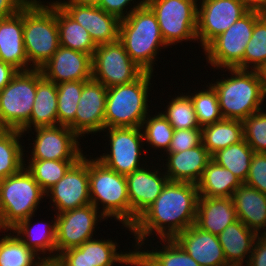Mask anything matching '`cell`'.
Segmentation results:
<instances>
[{
	"mask_svg": "<svg viewBox=\"0 0 266 266\" xmlns=\"http://www.w3.org/2000/svg\"><path fill=\"white\" fill-rule=\"evenodd\" d=\"M198 198L197 184L168 181L154 203L131 226L136 249L154 232L160 240L174 239L195 224Z\"/></svg>",
	"mask_w": 266,
	"mask_h": 266,
	"instance_id": "1",
	"label": "cell"
},
{
	"mask_svg": "<svg viewBox=\"0 0 266 266\" xmlns=\"http://www.w3.org/2000/svg\"><path fill=\"white\" fill-rule=\"evenodd\" d=\"M231 77L210 84L217 93L224 119L243 121L262 110L266 98L265 77L262 71L228 68Z\"/></svg>",
	"mask_w": 266,
	"mask_h": 266,
	"instance_id": "2",
	"label": "cell"
},
{
	"mask_svg": "<svg viewBox=\"0 0 266 266\" xmlns=\"http://www.w3.org/2000/svg\"><path fill=\"white\" fill-rule=\"evenodd\" d=\"M23 39L28 65L40 69L60 47L57 6L53 2L48 6L30 0L23 7Z\"/></svg>",
	"mask_w": 266,
	"mask_h": 266,
	"instance_id": "3",
	"label": "cell"
},
{
	"mask_svg": "<svg viewBox=\"0 0 266 266\" xmlns=\"http://www.w3.org/2000/svg\"><path fill=\"white\" fill-rule=\"evenodd\" d=\"M118 40L131 60L144 72L153 73L160 47L168 45L163 40L155 13L145 4L120 20Z\"/></svg>",
	"mask_w": 266,
	"mask_h": 266,
	"instance_id": "4",
	"label": "cell"
},
{
	"mask_svg": "<svg viewBox=\"0 0 266 266\" xmlns=\"http://www.w3.org/2000/svg\"><path fill=\"white\" fill-rule=\"evenodd\" d=\"M94 159V160H93ZM88 159L89 195L91 204L98 210L103 205L101 214L115 217L129 229L132 226V209L128 198L126 176L109 169L96 158Z\"/></svg>",
	"mask_w": 266,
	"mask_h": 266,
	"instance_id": "5",
	"label": "cell"
},
{
	"mask_svg": "<svg viewBox=\"0 0 266 266\" xmlns=\"http://www.w3.org/2000/svg\"><path fill=\"white\" fill-rule=\"evenodd\" d=\"M152 74L143 72L131 83L107 88L105 128H141L148 116L147 102Z\"/></svg>",
	"mask_w": 266,
	"mask_h": 266,
	"instance_id": "6",
	"label": "cell"
},
{
	"mask_svg": "<svg viewBox=\"0 0 266 266\" xmlns=\"http://www.w3.org/2000/svg\"><path fill=\"white\" fill-rule=\"evenodd\" d=\"M46 192L25 166L0 181V229L10 230L37 210Z\"/></svg>",
	"mask_w": 266,
	"mask_h": 266,
	"instance_id": "7",
	"label": "cell"
},
{
	"mask_svg": "<svg viewBox=\"0 0 266 266\" xmlns=\"http://www.w3.org/2000/svg\"><path fill=\"white\" fill-rule=\"evenodd\" d=\"M42 78L40 69L18 71L0 90V117L9 129L20 130L30 120L37 83Z\"/></svg>",
	"mask_w": 266,
	"mask_h": 266,
	"instance_id": "8",
	"label": "cell"
},
{
	"mask_svg": "<svg viewBox=\"0 0 266 266\" xmlns=\"http://www.w3.org/2000/svg\"><path fill=\"white\" fill-rule=\"evenodd\" d=\"M198 0H146L155 13L165 43L175 45L189 39L198 41Z\"/></svg>",
	"mask_w": 266,
	"mask_h": 266,
	"instance_id": "9",
	"label": "cell"
},
{
	"mask_svg": "<svg viewBox=\"0 0 266 266\" xmlns=\"http://www.w3.org/2000/svg\"><path fill=\"white\" fill-rule=\"evenodd\" d=\"M259 8H251L225 32L216 37L205 49L207 62L214 68H235L242 60L251 39Z\"/></svg>",
	"mask_w": 266,
	"mask_h": 266,
	"instance_id": "10",
	"label": "cell"
},
{
	"mask_svg": "<svg viewBox=\"0 0 266 266\" xmlns=\"http://www.w3.org/2000/svg\"><path fill=\"white\" fill-rule=\"evenodd\" d=\"M143 72L119 40L97 45L92 57V79L106 88L131 83Z\"/></svg>",
	"mask_w": 266,
	"mask_h": 266,
	"instance_id": "11",
	"label": "cell"
},
{
	"mask_svg": "<svg viewBox=\"0 0 266 266\" xmlns=\"http://www.w3.org/2000/svg\"><path fill=\"white\" fill-rule=\"evenodd\" d=\"M198 6L196 35L203 49L251 9L243 0H202Z\"/></svg>",
	"mask_w": 266,
	"mask_h": 266,
	"instance_id": "12",
	"label": "cell"
},
{
	"mask_svg": "<svg viewBox=\"0 0 266 266\" xmlns=\"http://www.w3.org/2000/svg\"><path fill=\"white\" fill-rule=\"evenodd\" d=\"M105 129L109 130L107 136L110 138L111 151L109 153L111 154L103 153L96 159L109 169L124 176L140 169L141 142L142 140L144 142L142 128L113 127Z\"/></svg>",
	"mask_w": 266,
	"mask_h": 266,
	"instance_id": "13",
	"label": "cell"
},
{
	"mask_svg": "<svg viewBox=\"0 0 266 266\" xmlns=\"http://www.w3.org/2000/svg\"><path fill=\"white\" fill-rule=\"evenodd\" d=\"M97 211L98 209L90 203L86 206L57 214L55 217L57 256L67 249L81 246L87 240L93 239L92 236L96 223H98L97 221L105 218L104 215Z\"/></svg>",
	"mask_w": 266,
	"mask_h": 266,
	"instance_id": "14",
	"label": "cell"
},
{
	"mask_svg": "<svg viewBox=\"0 0 266 266\" xmlns=\"http://www.w3.org/2000/svg\"><path fill=\"white\" fill-rule=\"evenodd\" d=\"M46 195L52 200L56 214L90 204L88 158L83 155Z\"/></svg>",
	"mask_w": 266,
	"mask_h": 266,
	"instance_id": "15",
	"label": "cell"
},
{
	"mask_svg": "<svg viewBox=\"0 0 266 266\" xmlns=\"http://www.w3.org/2000/svg\"><path fill=\"white\" fill-rule=\"evenodd\" d=\"M32 158L30 160H79L83 153L79 136L68 126L56 125L34 128ZM79 143V144H78Z\"/></svg>",
	"mask_w": 266,
	"mask_h": 266,
	"instance_id": "16",
	"label": "cell"
},
{
	"mask_svg": "<svg viewBox=\"0 0 266 266\" xmlns=\"http://www.w3.org/2000/svg\"><path fill=\"white\" fill-rule=\"evenodd\" d=\"M106 96L102 83L90 79L84 84L75 112V133L79 137L105 130Z\"/></svg>",
	"mask_w": 266,
	"mask_h": 266,
	"instance_id": "17",
	"label": "cell"
},
{
	"mask_svg": "<svg viewBox=\"0 0 266 266\" xmlns=\"http://www.w3.org/2000/svg\"><path fill=\"white\" fill-rule=\"evenodd\" d=\"M45 79L59 84L92 79V57L89 54L60 46L40 68Z\"/></svg>",
	"mask_w": 266,
	"mask_h": 266,
	"instance_id": "18",
	"label": "cell"
},
{
	"mask_svg": "<svg viewBox=\"0 0 266 266\" xmlns=\"http://www.w3.org/2000/svg\"><path fill=\"white\" fill-rule=\"evenodd\" d=\"M152 171L141 165L140 169L126 176L128 198L132 209V225L154 203L169 181L168 176L165 173L161 174L159 169Z\"/></svg>",
	"mask_w": 266,
	"mask_h": 266,
	"instance_id": "19",
	"label": "cell"
},
{
	"mask_svg": "<svg viewBox=\"0 0 266 266\" xmlns=\"http://www.w3.org/2000/svg\"><path fill=\"white\" fill-rule=\"evenodd\" d=\"M82 25L96 45L118 40L120 20L98 6L56 5Z\"/></svg>",
	"mask_w": 266,
	"mask_h": 266,
	"instance_id": "20",
	"label": "cell"
},
{
	"mask_svg": "<svg viewBox=\"0 0 266 266\" xmlns=\"http://www.w3.org/2000/svg\"><path fill=\"white\" fill-rule=\"evenodd\" d=\"M174 240L200 266H229L218 236L201 230L195 224L179 233Z\"/></svg>",
	"mask_w": 266,
	"mask_h": 266,
	"instance_id": "21",
	"label": "cell"
},
{
	"mask_svg": "<svg viewBox=\"0 0 266 266\" xmlns=\"http://www.w3.org/2000/svg\"><path fill=\"white\" fill-rule=\"evenodd\" d=\"M0 60L18 71H28L23 39V8L13 16L0 19Z\"/></svg>",
	"mask_w": 266,
	"mask_h": 266,
	"instance_id": "22",
	"label": "cell"
},
{
	"mask_svg": "<svg viewBox=\"0 0 266 266\" xmlns=\"http://www.w3.org/2000/svg\"><path fill=\"white\" fill-rule=\"evenodd\" d=\"M166 172L169 181L191 182L197 184L212 155L200 145L182 152L167 153Z\"/></svg>",
	"mask_w": 266,
	"mask_h": 266,
	"instance_id": "23",
	"label": "cell"
},
{
	"mask_svg": "<svg viewBox=\"0 0 266 266\" xmlns=\"http://www.w3.org/2000/svg\"><path fill=\"white\" fill-rule=\"evenodd\" d=\"M232 198L199 197L195 225L218 236L228 225L237 221Z\"/></svg>",
	"mask_w": 266,
	"mask_h": 266,
	"instance_id": "24",
	"label": "cell"
},
{
	"mask_svg": "<svg viewBox=\"0 0 266 266\" xmlns=\"http://www.w3.org/2000/svg\"><path fill=\"white\" fill-rule=\"evenodd\" d=\"M237 218L257 234L266 233V195L242 183L233 193ZM264 232H261V229ZM259 231V232H258Z\"/></svg>",
	"mask_w": 266,
	"mask_h": 266,
	"instance_id": "25",
	"label": "cell"
},
{
	"mask_svg": "<svg viewBox=\"0 0 266 266\" xmlns=\"http://www.w3.org/2000/svg\"><path fill=\"white\" fill-rule=\"evenodd\" d=\"M258 235L239 219L228 225L218 235L227 264L229 266H243L244 261L248 263L254 241ZM245 257L248 260H244Z\"/></svg>",
	"mask_w": 266,
	"mask_h": 266,
	"instance_id": "26",
	"label": "cell"
},
{
	"mask_svg": "<svg viewBox=\"0 0 266 266\" xmlns=\"http://www.w3.org/2000/svg\"><path fill=\"white\" fill-rule=\"evenodd\" d=\"M58 125L57 85L44 77L37 83L36 97L30 120L20 129L22 133L38 127Z\"/></svg>",
	"mask_w": 266,
	"mask_h": 266,
	"instance_id": "27",
	"label": "cell"
},
{
	"mask_svg": "<svg viewBox=\"0 0 266 266\" xmlns=\"http://www.w3.org/2000/svg\"><path fill=\"white\" fill-rule=\"evenodd\" d=\"M242 182L228 169L211 160L197 183L199 197L232 198Z\"/></svg>",
	"mask_w": 266,
	"mask_h": 266,
	"instance_id": "28",
	"label": "cell"
},
{
	"mask_svg": "<svg viewBox=\"0 0 266 266\" xmlns=\"http://www.w3.org/2000/svg\"><path fill=\"white\" fill-rule=\"evenodd\" d=\"M32 217L33 215L24 220H21L15 227H13L11 229L13 231V234L14 232L15 234L17 233V236H19L23 243L28 248L32 249L38 256H40L39 252H42V254L44 253L45 255V252H47L48 250L50 252V255L48 257H43V259H56V219H54V222L51 223L52 225H49L45 222V224H43L44 227L39 226V228L38 225L40 224H35L37 226L31 227ZM51 253H54V255H51Z\"/></svg>",
	"mask_w": 266,
	"mask_h": 266,
	"instance_id": "29",
	"label": "cell"
},
{
	"mask_svg": "<svg viewBox=\"0 0 266 266\" xmlns=\"http://www.w3.org/2000/svg\"><path fill=\"white\" fill-rule=\"evenodd\" d=\"M243 140L244 126L240 120L223 119L202 127V143L211 155Z\"/></svg>",
	"mask_w": 266,
	"mask_h": 266,
	"instance_id": "30",
	"label": "cell"
},
{
	"mask_svg": "<svg viewBox=\"0 0 266 266\" xmlns=\"http://www.w3.org/2000/svg\"><path fill=\"white\" fill-rule=\"evenodd\" d=\"M165 243L159 251H139L135 254L138 266H200L174 239H162Z\"/></svg>",
	"mask_w": 266,
	"mask_h": 266,
	"instance_id": "31",
	"label": "cell"
},
{
	"mask_svg": "<svg viewBox=\"0 0 266 266\" xmlns=\"http://www.w3.org/2000/svg\"><path fill=\"white\" fill-rule=\"evenodd\" d=\"M57 24L60 46L77 50L93 57L97 45L89 32L57 6Z\"/></svg>",
	"mask_w": 266,
	"mask_h": 266,
	"instance_id": "32",
	"label": "cell"
},
{
	"mask_svg": "<svg viewBox=\"0 0 266 266\" xmlns=\"http://www.w3.org/2000/svg\"><path fill=\"white\" fill-rule=\"evenodd\" d=\"M117 243L112 240L90 239L87 240L88 266H112L118 264L138 266L135 251L117 252Z\"/></svg>",
	"mask_w": 266,
	"mask_h": 266,
	"instance_id": "33",
	"label": "cell"
},
{
	"mask_svg": "<svg viewBox=\"0 0 266 266\" xmlns=\"http://www.w3.org/2000/svg\"><path fill=\"white\" fill-rule=\"evenodd\" d=\"M254 153L243 140L218 150L212 155V160L230 170L242 183H245Z\"/></svg>",
	"mask_w": 266,
	"mask_h": 266,
	"instance_id": "34",
	"label": "cell"
},
{
	"mask_svg": "<svg viewBox=\"0 0 266 266\" xmlns=\"http://www.w3.org/2000/svg\"><path fill=\"white\" fill-rule=\"evenodd\" d=\"M22 135L20 130L9 129L0 136V181L18 173L26 165L23 159L24 146L19 141Z\"/></svg>",
	"mask_w": 266,
	"mask_h": 266,
	"instance_id": "35",
	"label": "cell"
},
{
	"mask_svg": "<svg viewBox=\"0 0 266 266\" xmlns=\"http://www.w3.org/2000/svg\"><path fill=\"white\" fill-rule=\"evenodd\" d=\"M86 82L68 81L56 84L58 125L68 126L73 132H75V112Z\"/></svg>",
	"mask_w": 266,
	"mask_h": 266,
	"instance_id": "36",
	"label": "cell"
},
{
	"mask_svg": "<svg viewBox=\"0 0 266 266\" xmlns=\"http://www.w3.org/2000/svg\"><path fill=\"white\" fill-rule=\"evenodd\" d=\"M235 68L241 70L252 68L251 70L262 72L266 69V20L263 16L256 20L243 60Z\"/></svg>",
	"mask_w": 266,
	"mask_h": 266,
	"instance_id": "37",
	"label": "cell"
},
{
	"mask_svg": "<svg viewBox=\"0 0 266 266\" xmlns=\"http://www.w3.org/2000/svg\"><path fill=\"white\" fill-rule=\"evenodd\" d=\"M11 234L0 239V266H36L43 258Z\"/></svg>",
	"mask_w": 266,
	"mask_h": 266,
	"instance_id": "38",
	"label": "cell"
},
{
	"mask_svg": "<svg viewBox=\"0 0 266 266\" xmlns=\"http://www.w3.org/2000/svg\"><path fill=\"white\" fill-rule=\"evenodd\" d=\"M26 169L46 192L54 186L78 160H29Z\"/></svg>",
	"mask_w": 266,
	"mask_h": 266,
	"instance_id": "39",
	"label": "cell"
},
{
	"mask_svg": "<svg viewBox=\"0 0 266 266\" xmlns=\"http://www.w3.org/2000/svg\"><path fill=\"white\" fill-rule=\"evenodd\" d=\"M163 116L169 121L174 130L201 128L194 111L191 98L186 95L177 96L169 102Z\"/></svg>",
	"mask_w": 266,
	"mask_h": 266,
	"instance_id": "40",
	"label": "cell"
},
{
	"mask_svg": "<svg viewBox=\"0 0 266 266\" xmlns=\"http://www.w3.org/2000/svg\"><path fill=\"white\" fill-rule=\"evenodd\" d=\"M207 87L208 89L204 91L188 95L192 100L197 121L201 128L224 119L220 111L216 91L211 85H207Z\"/></svg>",
	"mask_w": 266,
	"mask_h": 266,
	"instance_id": "41",
	"label": "cell"
},
{
	"mask_svg": "<svg viewBox=\"0 0 266 266\" xmlns=\"http://www.w3.org/2000/svg\"><path fill=\"white\" fill-rule=\"evenodd\" d=\"M141 128H144L143 136L146 143L152 145V148L168 151L174 129L162 113L146 117Z\"/></svg>",
	"mask_w": 266,
	"mask_h": 266,
	"instance_id": "42",
	"label": "cell"
},
{
	"mask_svg": "<svg viewBox=\"0 0 266 266\" xmlns=\"http://www.w3.org/2000/svg\"><path fill=\"white\" fill-rule=\"evenodd\" d=\"M244 140L254 152L266 153V112H255L243 120Z\"/></svg>",
	"mask_w": 266,
	"mask_h": 266,
	"instance_id": "43",
	"label": "cell"
},
{
	"mask_svg": "<svg viewBox=\"0 0 266 266\" xmlns=\"http://www.w3.org/2000/svg\"><path fill=\"white\" fill-rule=\"evenodd\" d=\"M202 143V128L174 130L166 153H177L192 149Z\"/></svg>",
	"mask_w": 266,
	"mask_h": 266,
	"instance_id": "44",
	"label": "cell"
},
{
	"mask_svg": "<svg viewBox=\"0 0 266 266\" xmlns=\"http://www.w3.org/2000/svg\"><path fill=\"white\" fill-rule=\"evenodd\" d=\"M244 184L256 188L266 195V153H254Z\"/></svg>",
	"mask_w": 266,
	"mask_h": 266,
	"instance_id": "45",
	"label": "cell"
},
{
	"mask_svg": "<svg viewBox=\"0 0 266 266\" xmlns=\"http://www.w3.org/2000/svg\"><path fill=\"white\" fill-rule=\"evenodd\" d=\"M131 1L133 0H98L96 6L100 7L108 14L116 16L119 20H122L128 17L133 10L146 4V0H141L137 5H134L133 8L127 7ZM126 8H130L131 10L127 12L128 9ZM124 9H126V11Z\"/></svg>",
	"mask_w": 266,
	"mask_h": 266,
	"instance_id": "46",
	"label": "cell"
},
{
	"mask_svg": "<svg viewBox=\"0 0 266 266\" xmlns=\"http://www.w3.org/2000/svg\"><path fill=\"white\" fill-rule=\"evenodd\" d=\"M56 260L59 262L60 266H88L87 241L81 246L61 252Z\"/></svg>",
	"mask_w": 266,
	"mask_h": 266,
	"instance_id": "47",
	"label": "cell"
},
{
	"mask_svg": "<svg viewBox=\"0 0 266 266\" xmlns=\"http://www.w3.org/2000/svg\"><path fill=\"white\" fill-rule=\"evenodd\" d=\"M246 266H266V235L256 237L251 256Z\"/></svg>",
	"mask_w": 266,
	"mask_h": 266,
	"instance_id": "48",
	"label": "cell"
},
{
	"mask_svg": "<svg viewBox=\"0 0 266 266\" xmlns=\"http://www.w3.org/2000/svg\"><path fill=\"white\" fill-rule=\"evenodd\" d=\"M30 0H0V19L18 13Z\"/></svg>",
	"mask_w": 266,
	"mask_h": 266,
	"instance_id": "49",
	"label": "cell"
},
{
	"mask_svg": "<svg viewBox=\"0 0 266 266\" xmlns=\"http://www.w3.org/2000/svg\"><path fill=\"white\" fill-rule=\"evenodd\" d=\"M18 73V70L10 64L0 60V90H2Z\"/></svg>",
	"mask_w": 266,
	"mask_h": 266,
	"instance_id": "50",
	"label": "cell"
},
{
	"mask_svg": "<svg viewBox=\"0 0 266 266\" xmlns=\"http://www.w3.org/2000/svg\"><path fill=\"white\" fill-rule=\"evenodd\" d=\"M98 0H68V1H56L53 3L55 5H86V6H96Z\"/></svg>",
	"mask_w": 266,
	"mask_h": 266,
	"instance_id": "51",
	"label": "cell"
},
{
	"mask_svg": "<svg viewBox=\"0 0 266 266\" xmlns=\"http://www.w3.org/2000/svg\"><path fill=\"white\" fill-rule=\"evenodd\" d=\"M36 266H60L56 259H42Z\"/></svg>",
	"mask_w": 266,
	"mask_h": 266,
	"instance_id": "52",
	"label": "cell"
},
{
	"mask_svg": "<svg viewBox=\"0 0 266 266\" xmlns=\"http://www.w3.org/2000/svg\"><path fill=\"white\" fill-rule=\"evenodd\" d=\"M245 1L251 8H260L263 4L266 3V0H243Z\"/></svg>",
	"mask_w": 266,
	"mask_h": 266,
	"instance_id": "53",
	"label": "cell"
},
{
	"mask_svg": "<svg viewBox=\"0 0 266 266\" xmlns=\"http://www.w3.org/2000/svg\"><path fill=\"white\" fill-rule=\"evenodd\" d=\"M8 130L9 128L2 122L1 117H0V136H2Z\"/></svg>",
	"mask_w": 266,
	"mask_h": 266,
	"instance_id": "54",
	"label": "cell"
},
{
	"mask_svg": "<svg viewBox=\"0 0 266 266\" xmlns=\"http://www.w3.org/2000/svg\"><path fill=\"white\" fill-rule=\"evenodd\" d=\"M261 16H263L266 20V3L263 4L260 8Z\"/></svg>",
	"mask_w": 266,
	"mask_h": 266,
	"instance_id": "55",
	"label": "cell"
},
{
	"mask_svg": "<svg viewBox=\"0 0 266 266\" xmlns=\"http://www.w3.org/2000/svg\"><path fill=\"white\" fill-rule=\"evenodd\" d=\"M265 77V87H266V69L263 71Z\"/></svg>",
	"mask_w": 266,
	"mask_h": 266,
	"instance_id": "56",
	"label": "cell"
}]
</instances>
